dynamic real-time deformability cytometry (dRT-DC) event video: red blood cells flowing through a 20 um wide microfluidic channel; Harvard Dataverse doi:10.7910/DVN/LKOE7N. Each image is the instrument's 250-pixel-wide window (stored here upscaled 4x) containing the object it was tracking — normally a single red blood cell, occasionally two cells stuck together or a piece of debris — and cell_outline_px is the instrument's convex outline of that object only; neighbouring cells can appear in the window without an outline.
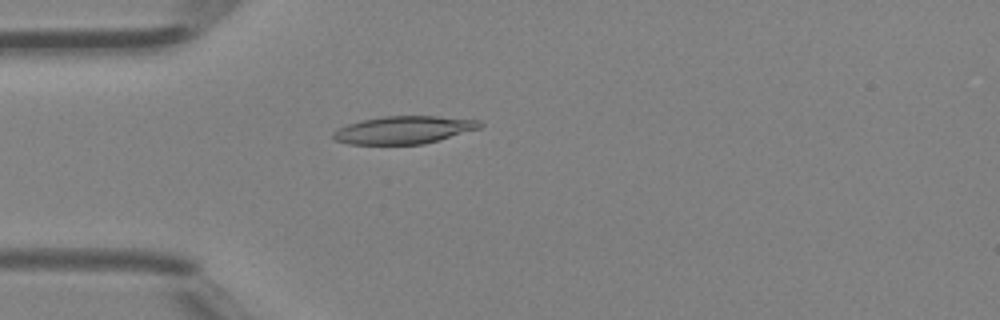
{"species": "Egyptian fruit bat (a non-hibernating species)", "species_latin": "Rousettus aegyptiacus", "temperature_condition": "room temperature", "stored_images_in_passage": 4, "camera_frame_rate_fps": 3000, "um_per_image_px": 0.085, "animal": {"sex": "female"}, "frame": {"image": 1, "passage_image": 4, "time_ms": 1.0, "image_size_px": [1000, 320], "cell_outline_px": [[484, 124], [480, 128], [424, 144], [348, 144], [336, 140], [332, 136], [332, 132], [348, 124], [360, 120], [384, 116], [440, 116], [480, 120]], "centroid_in_image_um": [34.34, 11.03], "position_along_channel_um": 50.7, "area_um2": 23.64}}